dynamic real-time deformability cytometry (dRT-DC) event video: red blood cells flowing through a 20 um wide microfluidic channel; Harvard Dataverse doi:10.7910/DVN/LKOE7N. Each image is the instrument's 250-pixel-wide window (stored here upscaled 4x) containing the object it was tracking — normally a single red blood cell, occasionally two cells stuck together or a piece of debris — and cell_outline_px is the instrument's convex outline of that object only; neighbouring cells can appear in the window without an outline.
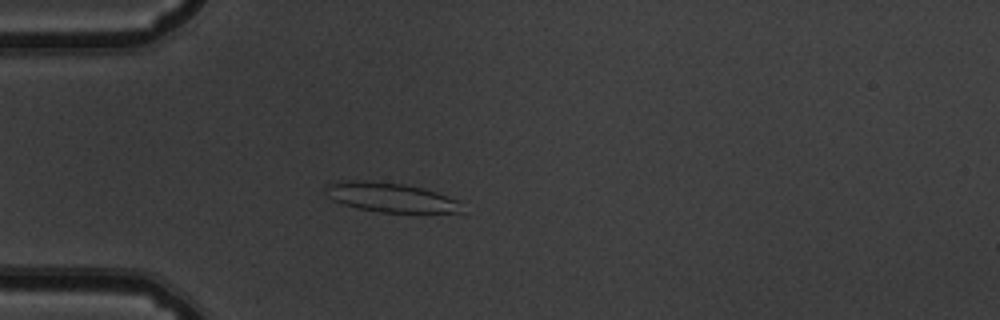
{"species": "common noctule bat (a hibernating species)", "species_latin": "Nyctalus noctula", "temperature_condition": "warm", "stored_images_in_passage": 45, "camera_frame_rate_fps": 3000, "um_per_image_px": 0.085, "animal": {"sex": "male", "body_mass_g": 19.5, "forearm_length_mm": 54.6}, "frame": {"image": 1, "passage_image": 7, "time_ms": 2.0, "image_size_px": [1000, 320], "cell_outline_px": [[464, 212], [384, 212], [356, 208], [332, 200], [328, 196], [324, 188], [324, 184], [344, 180], [368, 180], [404, 184], [424, 188], [436, 192], [456, 200]], "centroid_in_image_um": [33.11, 16.75], "position_along_channel_um": 51.9, "area_um2": 23.24}}
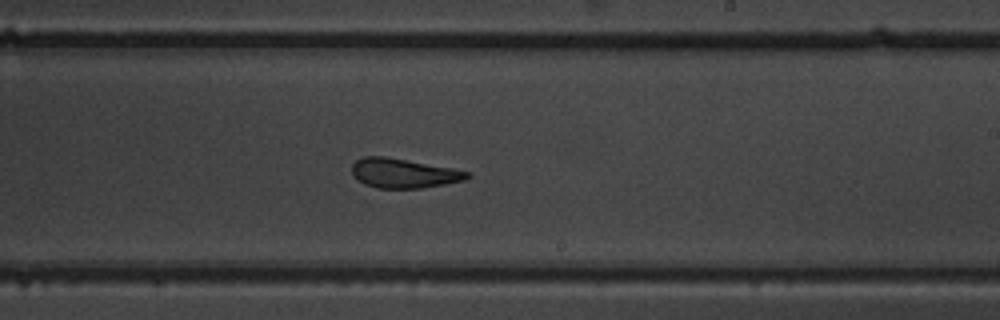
{"frame": {"image": 2, "passage_image": 24, "time_ms": 7.667, "image_size_px": [1000, 320], "cell_outline_px": [[472, 176], [464, 180], [444, 184], [420, 188], [376, 188], [364, 184], [356, 180], [352, 176], [352, 164], [356, 160], [364, 156], [384, 156], [452, 168], [472, 172]], "centroid_in_image_um": [34.28, 14.73], "position_along_channel_um": 254.7, "area_um2": 19.88}}
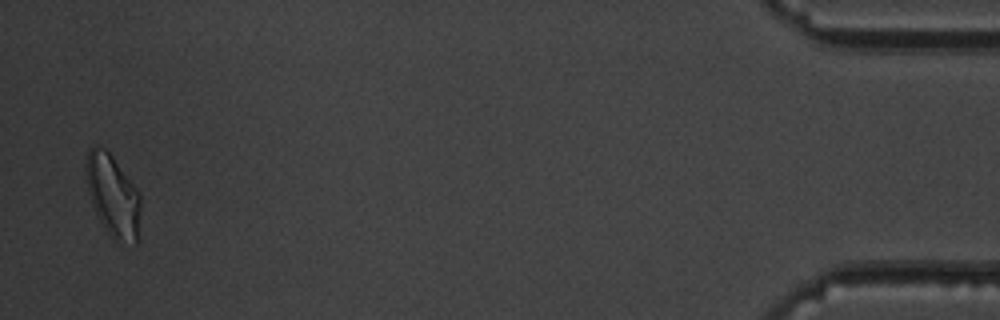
{"frame": {"image": 3, "passage_image": 44, "time_ms": 14.333, "image_size_px": [1000, 320], "cell_outline_px": [[140, 208], [136, 244], [116, 244], [100, 220], [96, 212], [88, 192], [84, 164], [84, 160], [88, 148], [96, 144], [104, 148], [112, 156], [140, 192]], "centroid_in_image_um": [9.57, 16.61], "position_along_channel_um": 425.6, "area_um2": 26.36}, "authors_computed_cell_mechanics": {"area_um2": 21.2126, "velocity_mm_per_s": 3.8067, "shape_relaxation_time_tau1_ms": null, "shape_relaxation_time_tau2_ms": 2.1433, "deformation_change_tau1": null, "deformation_change_tau2": 0.1133}}